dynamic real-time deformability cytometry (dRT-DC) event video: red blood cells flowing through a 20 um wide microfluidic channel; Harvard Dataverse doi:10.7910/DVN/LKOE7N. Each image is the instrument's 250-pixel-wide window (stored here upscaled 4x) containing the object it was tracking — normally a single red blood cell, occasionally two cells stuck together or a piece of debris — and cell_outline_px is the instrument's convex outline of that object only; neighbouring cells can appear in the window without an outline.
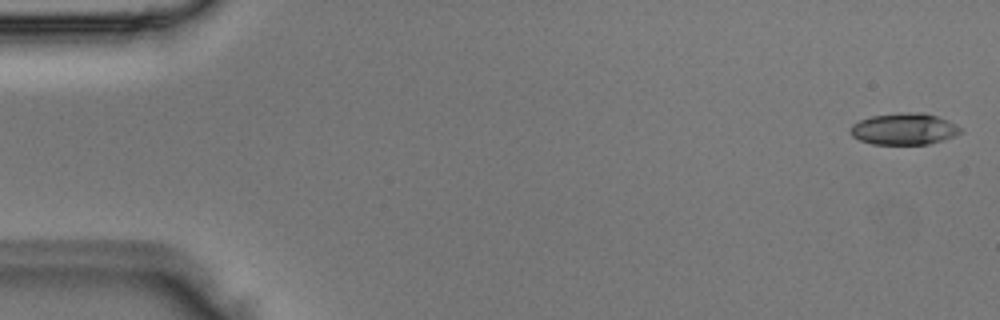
{"species": "Egyptian fruit bat (a non-hibernating species)", "species_latin": "Rousettus aegyptiacus", "temperature_condition": "room temperature", "stored_images_in_passage": 5, "camera_frame_rate_fps": 3000, "um_per_image_px": 0.085, "animal": {"sex": "male"}, "frame": {"image": 1, "passage_image": 1, "time_ms": 0.0, "image_size_px": [1000, 320], "cell_outline_px": [[964, 132], [956, 136], [944, 140], [928, 144], [872, 144], [860, 140], [852, 136], [848, 132], [852, 124], [860, 120], [872, 116], [900, 112], [924, 112], [948, 120], [956, 124]], "centroid_in_image_um": [76.86, 10.96], "position_along_channel_um": 8.1, "area_um2": 20.52}}
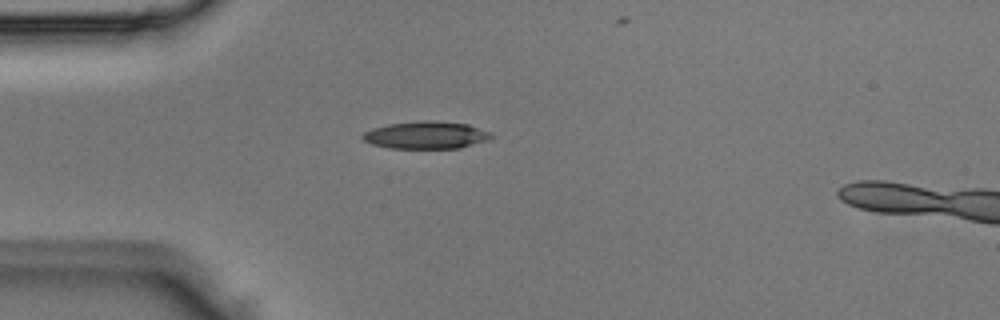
{"frame": {"image": 2, "passage_image": 4, "time_ms": 1.0, "image_size_px": [1000, 320], "cell_outline_px": [[492, 136], [488, 140], [460, 148], [388, 148], [372, 144], [364, 140], [360, 136], [364, 132], [372, 128], [388, 124], [424, 120], [436, 120], [468, 124], [492, 132]], "centroid_in_image_um": [36.22, 11.47], "position_along_channel_um": 48.8, "area_um2": 20.69}}